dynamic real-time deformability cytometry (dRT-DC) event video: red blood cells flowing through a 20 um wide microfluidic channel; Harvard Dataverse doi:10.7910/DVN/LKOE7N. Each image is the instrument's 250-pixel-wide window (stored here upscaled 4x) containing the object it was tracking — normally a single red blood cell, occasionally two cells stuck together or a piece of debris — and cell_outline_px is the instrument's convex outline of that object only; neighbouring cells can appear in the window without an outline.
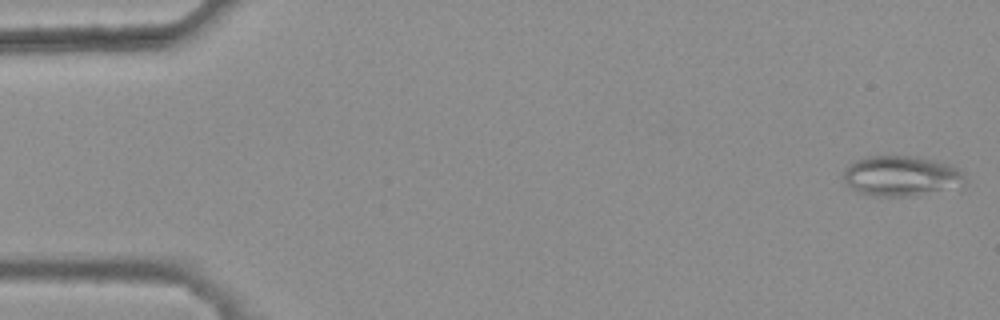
{"species": "common noctule bat (a hibernating species)", "species_latin": "Nyctalus noctula", "temperature_condition": "warm", "stored_images_in_passage": 7, "camera_frame_rate_fps": 3000, "um_per_image_px": 0.085, "animal": {"sex": "female", "body_mass_g": 25.1}, "frame": {"image": 1, "passage_image": 1, "time_ms": 0.0, "image_size_px": [1000, 320], "cell_outline_px": [[964, 180], [916, 196], [876, 196], [856, 192], [844, 180], [844, 168], [848, 164], [856, 160], [872, 156], [916, 156], [936, 160], [948, 164], [964, 172]], "centroid_in_image_um": [76.48, 14.93], "position_along_channel_um": 8.5, "area_um2": 27.69}}